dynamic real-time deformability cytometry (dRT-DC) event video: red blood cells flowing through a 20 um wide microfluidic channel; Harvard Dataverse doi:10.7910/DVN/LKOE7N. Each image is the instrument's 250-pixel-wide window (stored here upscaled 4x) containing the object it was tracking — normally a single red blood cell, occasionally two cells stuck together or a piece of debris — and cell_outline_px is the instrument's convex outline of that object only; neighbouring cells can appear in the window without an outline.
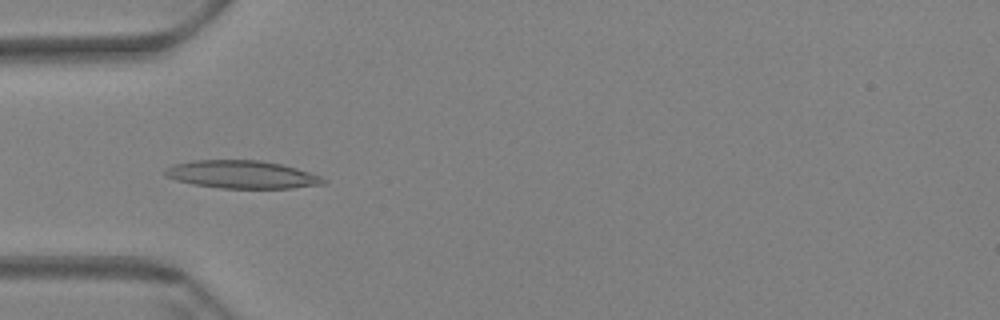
{"species": "Egyptian fruit bat (a non-hibernating species)", "species_latin": "Rousettus aegyptiacus", "temperature_condition": "warm", "stored_images_in_passage": 59, "camera_frame_rate_fps": 3000, "um_per_image_px": 0.085, "animal": {"sex": "female"}, "frame": {"image": 1, "passage_image": 19, "time_ms": 6.0, "image_size_px": [1000, 320], "cell_outline_px": [[328, 184], [292, 188], [220, 188], [192, 184], [176, 180], [164, 176], [164, 172], [172, 164], [192, 160], [260, 160], [280, 164], [296, 168], [320, 176], [328, 180]], "centroid_in_image_um": [20.57, 14.84], "position_along_channel_um": 64.4, "area_um2": 25.84}}
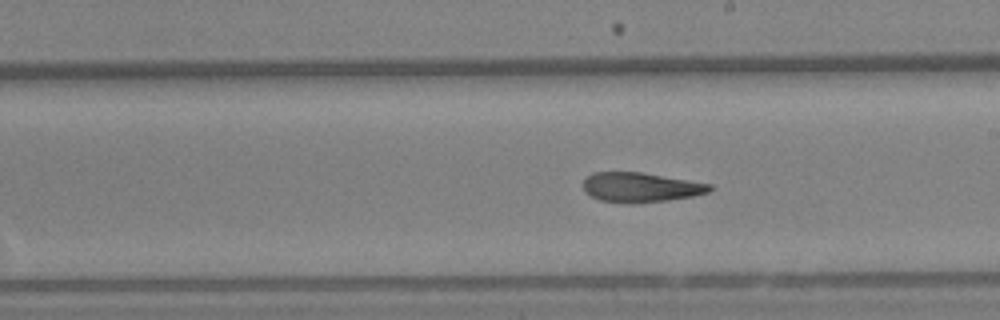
{"frame": {"image": 2, "passage_image": 34, "time_ms": 11.0, "image_size_px": [1000, 320], "cell_outline_px": [[712, 188], [708, 192], [692, 196], [668, 200], [636, 204], [628, 204], [600, 200], [584, 192], [584, 180], [592, 172], [640, 172], [712, 184]], "centroid_in_image_um": [54.43, 15.93], "position_along_channel_um": 234.6, "area_um2": 21.85}}
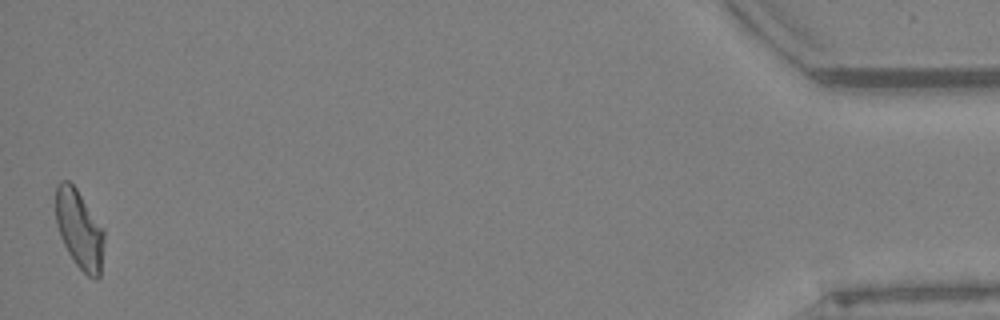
{"frame": {"image": 3, "passage_image": 59, "time_ms": 19.333, "image_size_px": [1000, 320], "cell_outline_px": [[104, 240], [100, 276], [96, 280], [88, 276], [76, 264], [68, 252], [60, 236], [56, 224], [56, 184], [60, 180], [68, 180], [76, 188], [104, 228]], "centroid_in_image_um": [6.75, 19.48], "position_along_channel_um": 428.5, "area_um2": 22.25}, "authors_computed_cell_mechanics": {"area_um2": 23.12, "velocity_mm_per_s": 3.4363, "shape_relaxation_time_tau1_ms": null, "shape_relaxation_time_tau2_ms": 5.6258, "deformation_change_tau1": null, "deformation_change_tau2": 0.1427}}